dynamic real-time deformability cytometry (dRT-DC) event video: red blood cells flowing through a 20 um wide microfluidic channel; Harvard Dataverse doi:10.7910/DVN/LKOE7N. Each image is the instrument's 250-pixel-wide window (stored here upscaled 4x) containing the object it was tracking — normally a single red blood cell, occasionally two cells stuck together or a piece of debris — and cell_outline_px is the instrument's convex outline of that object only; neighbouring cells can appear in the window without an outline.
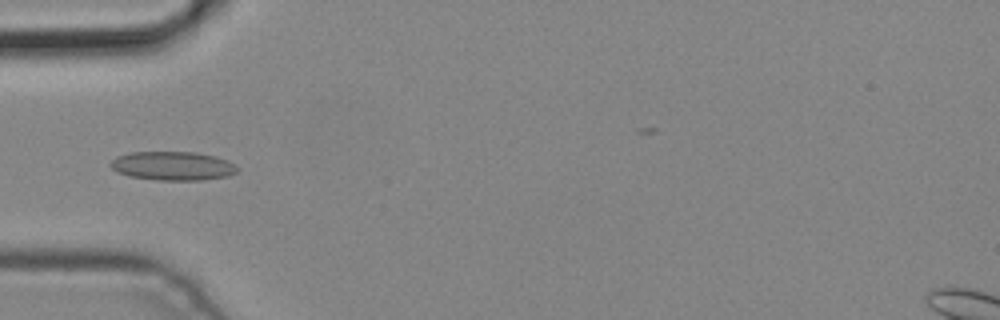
{"species": "common noctule bat (a hibernating species)", "species_latin": "Nyctalus noctula", "temperature_condition": "cold", "stored_images_in_passage": 6, "camera_frame_rate_fps": 3000, "um_per_image_px": 0.085, "animal": {"sex": "male", "body_mass_g": 19.2, "forearm_length_mm": 51.8}, "frame": {"image": 1, "passage_image": 5, "time_ms": 1.333, "image_size_px": [1000, 320], "cell_outline_px": [[240, 168], [236, 172], [228, 176], [200, 180], [156, 180], [128, 176], [116, 172], [108, 164], [116, 156], [132, 152], [196, 152], [216, 156], [228, 160]], "centroid_in_image_um": [14.68, 14.1], "position_along_channel_um": 70.3, "area_um2": 21.5}}
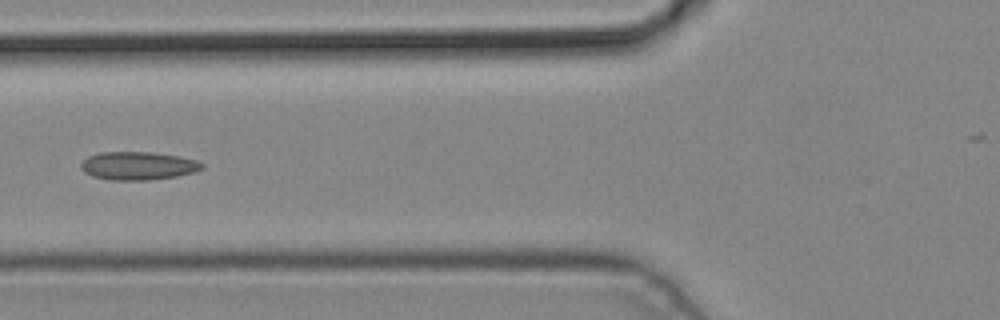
{"frame": {"image": 2, "passage_image": 6, "time_ms": 1.667, "image_size_px": [1000, 320], "cell_outline_px": [[204, 168], [196, 172], [176, 176], [148, 180], [108, 180], [92, 176], [84, 172], [80, 168], [80, 164], [88, 156], [100, 152], [152, 152], [180, 156], [196, 160], [204, 164]], "centroid_in_image_um": [11.74, 14.09], "position_along_channel_um": 114.1, "area_um2": 20.06}}